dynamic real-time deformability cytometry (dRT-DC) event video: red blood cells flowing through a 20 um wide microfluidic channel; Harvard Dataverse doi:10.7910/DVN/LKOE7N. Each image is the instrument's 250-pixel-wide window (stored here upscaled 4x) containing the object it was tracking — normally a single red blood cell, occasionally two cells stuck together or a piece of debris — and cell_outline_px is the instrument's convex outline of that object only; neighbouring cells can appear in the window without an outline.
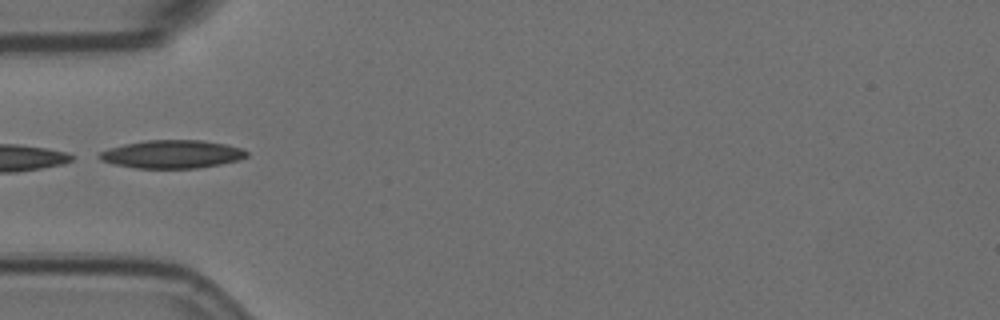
{"species": "Egyptian fruit bat (a non-hibernating species)", "species_latin": "Rousettus aegyptiacus", "temperature_condition": "room temperature", "stored_images_in_passage": 5, "camera_frame_rate_fps": 3000, "um_per_image_px": 0.085, "animal": {"sex": "female"}, "frame": {"image": 1, "passage_image": 1, "time_ms": 0.0, "image_size_px": [1000, 320], "cell_outline_px": [[248, 156], [240, 160], [220, 164], [196, 168], [136, 168], [112, 164], [100, 160], [92, 156], [108, 148], [124, 144], [144, 140], [200, 140], [228, 144], [244, 148], [248, 152]], "centroid_in_image_um": [14.6, 13.1], "position_along_channel_um": 70.4, "area_um2": 24.57}}
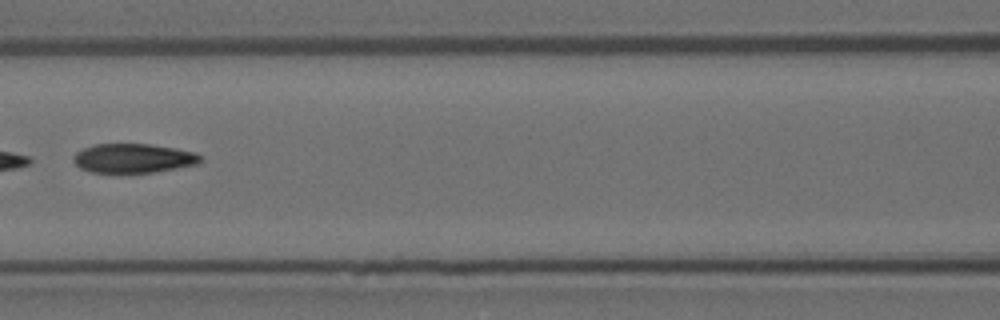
{"frame": {"image": 2, "passage_image": 3, "time_ms": 0.667, "image_size_px": [1000, 320], "cell_outline_px": [[204, 160], [196, 164], [152, 172], [92, 172], [80, 168], [72, 160], [72, 156], [76, 152], [84, 148], [96, 144], [148, 144], [176, 148], [196, 152]], "centroid_in_image_um": [11.32, 13.44], "position_along_channel_um": 155.3, "area_um2": 21.44}}
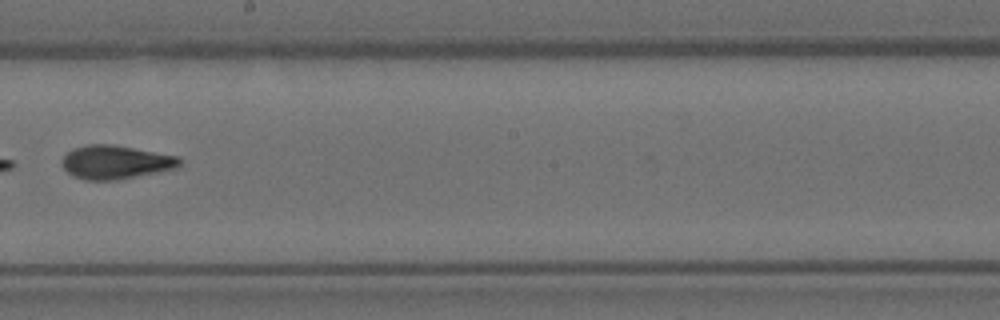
{"frame": {"image": 3, "passage_image": 5, "time_ms": 1.333, "image_size_px": [1000, 320], "cell_outline_px": [[180, 164], [176, 168], [116, 180], [84, 180], [68, 172], [60, 164], [64, 156], [72, 148], [88, 144], [112, 144], [180, 156]], "centroid_in_image_um": [9.81, 13.77], "position_along_channel_um": 238.4, "area_um2": 22.95}}